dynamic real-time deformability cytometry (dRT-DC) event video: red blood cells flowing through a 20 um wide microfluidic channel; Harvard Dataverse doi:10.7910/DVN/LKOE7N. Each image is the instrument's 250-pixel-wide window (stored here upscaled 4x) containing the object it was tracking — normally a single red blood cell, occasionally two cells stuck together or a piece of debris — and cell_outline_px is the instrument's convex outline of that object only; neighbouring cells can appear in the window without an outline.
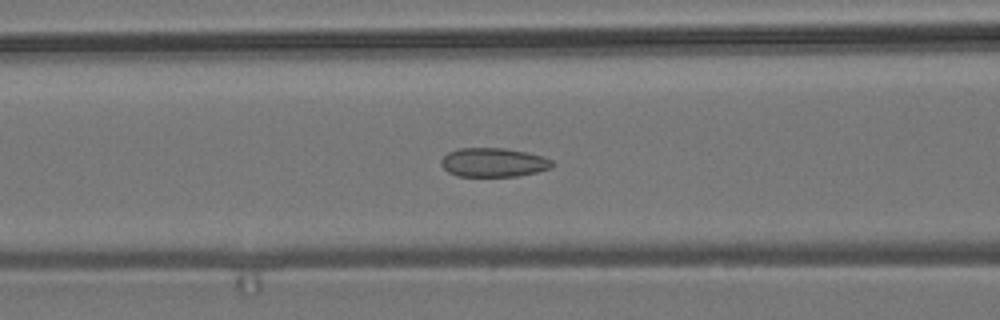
{"species": "common noctule bat (a hibernating species)", "species_latin": "Nyctalus noctula", "temperature_condition": "room temperature", "stored_images_in_passage": 12, "camera_frame_rate_fps": 3000, "um_per_image_px": 0.085, "animal": {"sex": "male", "body_mass_g": 19.2, "forearm_length_mm": 51.8}, "frame": {"image": 1, "passage_image": 12, "time_ms": 3.667, "image_size_px": [1000, 320], "cell_outline_px": [[556, 164], [552, 168], [536, 172], [516, 176], [456, 176], [448, 172], [440, 164], [440, 160], [448, 152], [456, 148], [504, 148], [544, 156], [552, 160]], "centroid_in_image_um": [41.94, 13.8], "position_along_channel_um": 124.7, "area_um2": 18.9}}